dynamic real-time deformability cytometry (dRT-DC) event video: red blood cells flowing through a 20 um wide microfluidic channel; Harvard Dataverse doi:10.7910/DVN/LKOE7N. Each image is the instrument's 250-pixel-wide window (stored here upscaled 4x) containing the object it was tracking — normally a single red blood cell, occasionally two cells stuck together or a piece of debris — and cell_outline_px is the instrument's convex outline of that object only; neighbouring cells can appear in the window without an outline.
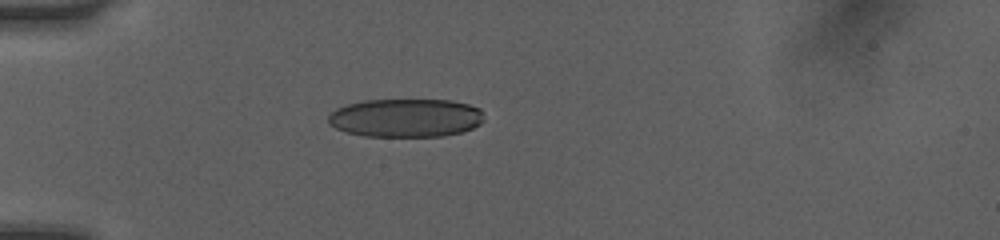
{"species": "human", "species_latin": "Homo sapiens", "temperature_condition": "room temperature", "stored_images_in_passage": 3, "camera_frame_rate_fps": 3000, "um_per_image_px": 0.085, "donor": {"sex": "female"}, "frame": {"image": 1, "passage_image": 1, "time_ms": 0.0, "image_size_px": [1000, 240], "cell_outline_px": [[484, 120], [480, 124], [472, 128], [460, 132], [444, 136], [364, 136], [344, 132], [328, 124], [328, 116], [336, 108], [348, 104], [364, 100], [452, 100], [468, 104], [480, 108], [484, 112]], "centroid_in_image_um": [34.5, 10.02], "position_along_channel_um": 50.5, "area_um2": 35.14}}
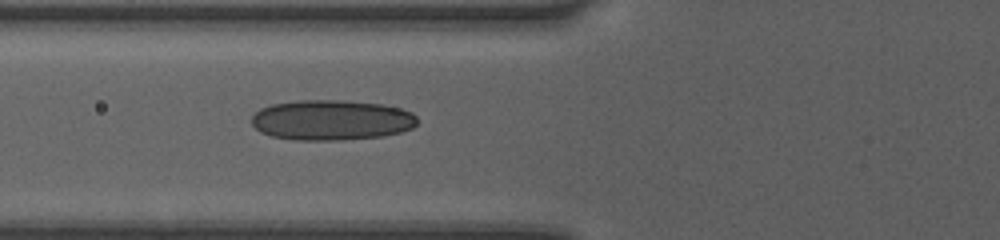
{"frame": {"image": 2, "passage_image": 3, "time_ms": 1.667, "image_size_px": [1000, 240], "cell_outline_px": [[416, 124], [412, 128], [400, 132], [380, 136], [340, 140], [296, 140], [272, 136], [260, 132], [252, 124], [252, 116], [260, 108], [272, 104], [296, 100], [344, 100], [384, 104], [400, 108], [412, 112], [416, 116]], "centroid_in_image_um": [28.17, 10.19], "position_along_channel_um": 97.6, "area_um2": 39.02}}